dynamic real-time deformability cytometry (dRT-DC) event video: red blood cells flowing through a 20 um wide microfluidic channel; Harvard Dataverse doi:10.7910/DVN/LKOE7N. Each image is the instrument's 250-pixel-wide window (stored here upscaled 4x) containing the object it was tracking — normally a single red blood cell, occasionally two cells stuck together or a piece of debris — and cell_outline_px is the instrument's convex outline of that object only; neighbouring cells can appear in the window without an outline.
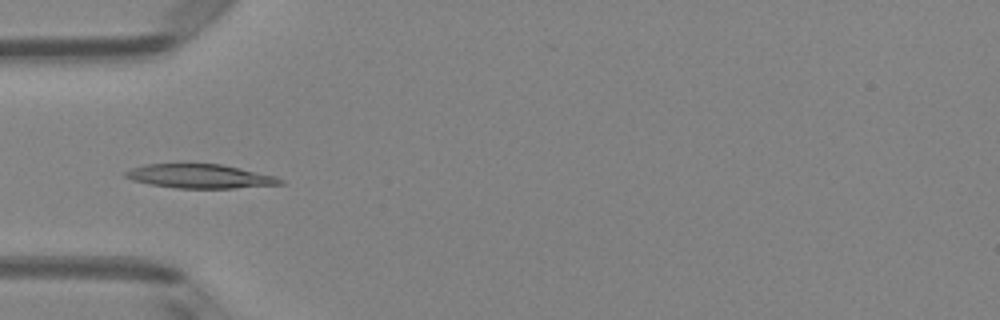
{"species": "Egyptian fruit bat (a non-hibernating species)", "species_latin": "Rousettus aegyptiacus", "temperature_condition": "room temperature", "stored_images_in_passage": 46, "camera_frame_rate_fps": 3000, "um_per_image_px": 0.085, "animal": {"sex": "female"}, "frame": {"image": 1, "passage_image": 12, "time_ms": 3.667, "image_size_px": [1000, 320], "cell_outline_px": [[284, 184], [236, 188], [176, 188], [148, 184], [132, 180], [124, 176], [124, 172], [132, 168], [144, 164], [220, 164], [240, 168], [276, 176], [284, 180]], "centroid_in_image_um": [17.0, 14.98], "position_along_channel_um": 68.0, "area_um2": 21.68}}
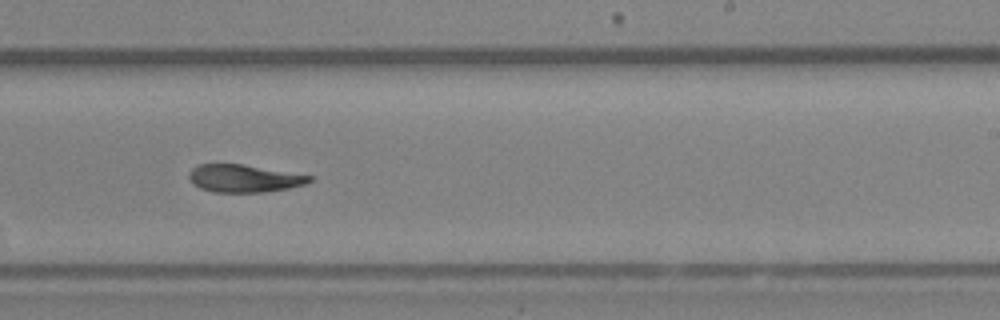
{"frame": {"image": 2, "passage_image": 27, "time_ms": 8.667, "image_size_px": [1000, 320], "cell_outline_px": [[312, 180], [308, 184], [288, 188], [264, 192], [212, 192], [200, 188], [192, 184], [188, 176], [188, 172], [192, 168], [200, 164], [244, 164], [312, 176]], "centroid_in_image_um": [20.72, 15.16], "position_along_channel_um": 268.3, "area_um2": 19.48}}
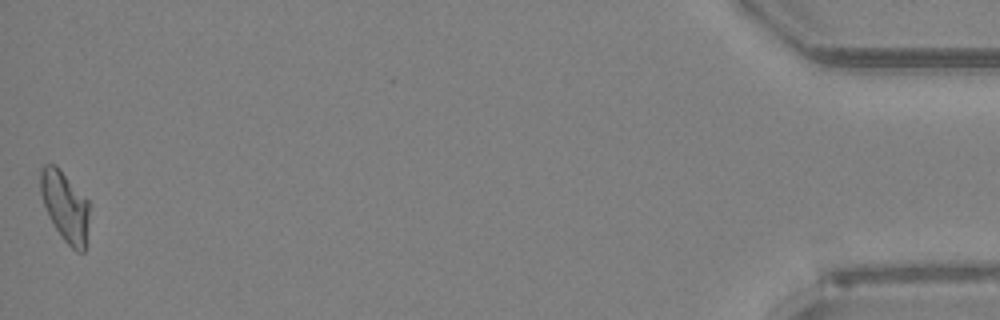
{"frame": {"image": 3, "passage_image": 46, "time_ms": 15.0, "image_size_px": [1000, 320], "cell_outline_px": [[88, 220], [84, 252], [76, 252], [64, 240], [48, 216], [40, 192], [40, 172], [44, 164], [56, 164], [88, 200]], "centroid_in_image_um": [5.51, 17.51], "position_along_channel_um": 429.7, "area_um2": 19.71}, "authors_computed_cell_mechanics": {"area_um2": 20.6057, "velocity_mm_per_s": 4.0267, "shape_relaxation_time_tau1_ms": null, "shape_relaxation_time_tau2_ms": 11.2337, "deformation_change_tau1": null, "deformation_change_tau2": 0.1516}}